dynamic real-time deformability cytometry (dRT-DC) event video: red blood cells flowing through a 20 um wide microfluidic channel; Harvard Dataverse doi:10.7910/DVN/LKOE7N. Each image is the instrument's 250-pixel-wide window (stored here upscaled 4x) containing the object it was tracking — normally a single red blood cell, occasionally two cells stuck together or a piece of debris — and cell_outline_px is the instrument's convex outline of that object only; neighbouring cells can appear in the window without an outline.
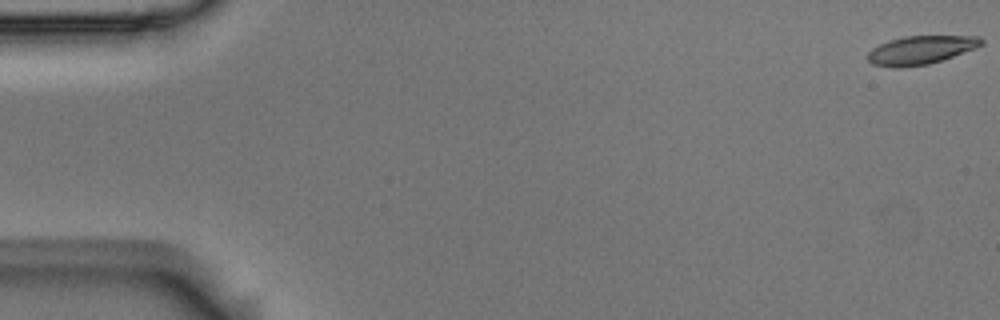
{"species": "Egyptian fruit bat (a non-hibernating species)", "species_latin": "Rousettus aegyptiacus", "temperature_condition": "room temperature", "stored_images_in_passage": 5, "camera_frame_rate_fps": 3000, "um_per_image_px": 0.085, "animal": {"sex": "male"}, "frame": {"image": 1, "passage_image": 1, "time_ms": 0.0, "image_size_px": [1000, 320], "cell_outline_px": [[984, 44], [976, 48], [928, 64], [900, 68], [892, 68], [872, 64], [868, 60], [868, 52], [872, 48], [888, 40], [904, 36], [980, 36], [984, 40]], "centroid_in_image_um": [78.25, 4.25], "position_along_channel_um": 6.7, "area_um2": 18.9}}
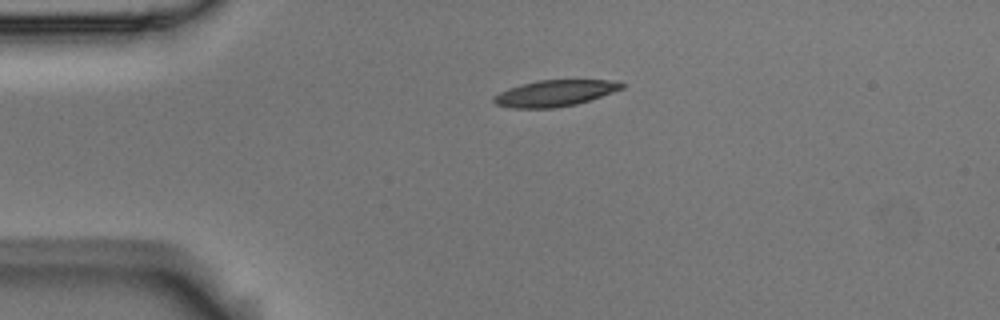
{"frame": {"image": 2, "passage_image": 4, "time_ms": 1.0, "image_size_px": [1000, 320], "cell_outline_px": [[624, 88], [576, 104], [556, 108], [512, 108], [496, 104], [492, 100], [492, 96], [508, 88], [540, 80], [608, 80], [624, 84]], "centroid_in_image_um": [47.11, 7.93], "position_along_channel_um": 37.9, "area_um2": 19.31}}